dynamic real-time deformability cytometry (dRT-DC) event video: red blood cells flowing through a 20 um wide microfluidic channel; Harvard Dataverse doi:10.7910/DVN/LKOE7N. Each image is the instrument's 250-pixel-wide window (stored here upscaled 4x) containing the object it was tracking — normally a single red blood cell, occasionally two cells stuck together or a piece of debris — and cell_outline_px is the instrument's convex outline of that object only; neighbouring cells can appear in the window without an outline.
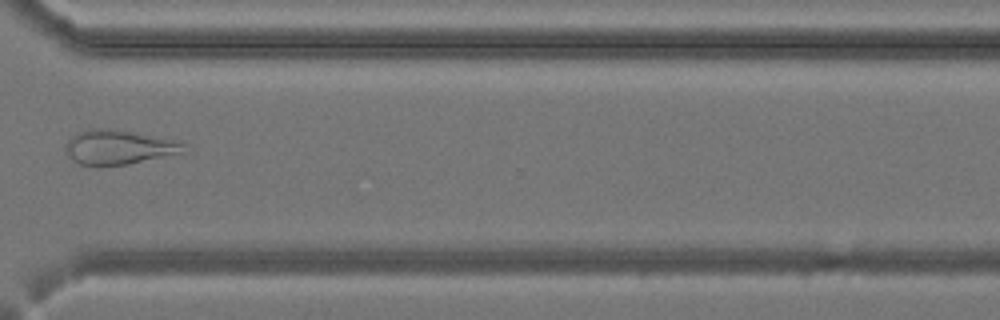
{"species": "common noctule bat (a hibernating species)", "species_latin": "Nyctalus noctula", "temperature_condition": "cold", "stored_images_in_passage": 33, "camera_frame_rate_fps": 3000, "um_per_image_px": 0.085, "animal": {"sex": "female", "body_mass_g": 24.6, "forearm_length_mm": 56.2}, "frame": {"image": 1, "passage_image": 24, "time_ms": 7.667, "image_size_px": [1000, 320], "cell_outline_px": [[184, 144], [180, 152], [164, 156], [128, 164], [80, 164], [72, 160], [64, 148], [64, 144], [76, 132], [100, 128], [108, 128], [128, 132]], "centroid_in_image_um": [9.92, 12.51], "position_along_channel_um": 360.7, "area_um2": 22.31}}
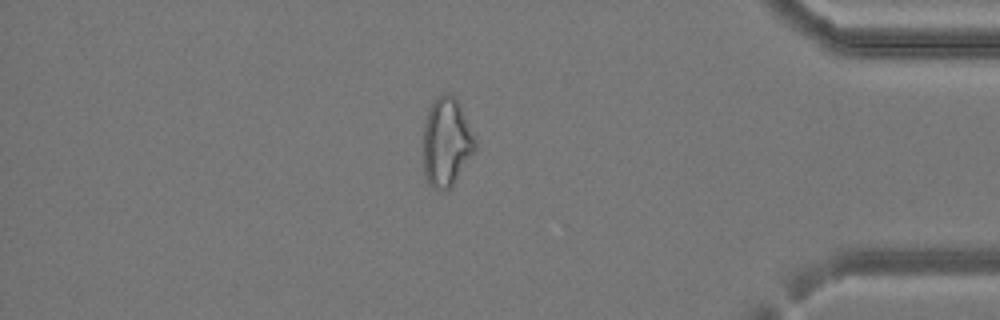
{"frame": {"image": 2, "passage_image": 28, "time_ms": 9.0, "image_size_px": [1000, 320], "cell_outline_px": [[476, 152], [452, 184], [448, 188], [432, 188], [428, 184], [424, 172], [424, 124], [428, 112], [432, 104], [444, 92], [448, 92], [460, 104], [476, 136]], "centroid_in_image_um": [37.99, 12.07], "position_along_channel_um": 397.2, "area_um2": 26.7}}